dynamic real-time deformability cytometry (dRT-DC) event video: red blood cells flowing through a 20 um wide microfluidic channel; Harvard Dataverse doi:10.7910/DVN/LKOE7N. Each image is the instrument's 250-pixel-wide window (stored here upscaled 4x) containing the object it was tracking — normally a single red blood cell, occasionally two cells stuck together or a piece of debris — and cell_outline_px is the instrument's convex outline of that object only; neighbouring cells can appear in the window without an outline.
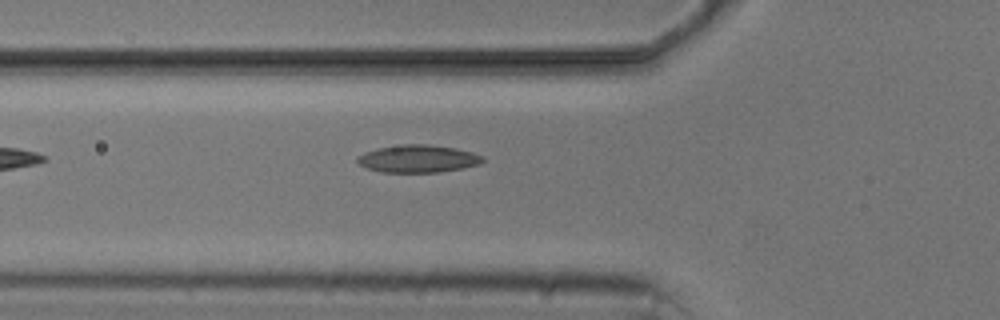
{"species": "common noctule bat (a hibernating species)", "species_latin": "Nyctalus noctula", "temperature_condition": "cold", "stored_images_in_passage": 6, "camera_frame_rate_fps": 3000, "um_per_image_px": 0.085, "animal": {"sex": "male", "body_mass_g": 20.5, "forearm_length_mm": 52.5}, "frame": {"image": 1, "passage_image": 6, "time_ms": 6.0, "image_size_px": [1000, 320], "cell_outline_px": [[484, 160], [480, 164], [464, 168], [440, 172], [380, 172], [364, 168], [356, 160], [356, 156], [364, 152], [376, 148], [404, 144], [428, 144], [456, 148], [472, 152], [484, 156]], "centroid_in_image_um": [35.51, 13.49], "position_along_channel_um": 90.3, "area_um2": 20.4}}